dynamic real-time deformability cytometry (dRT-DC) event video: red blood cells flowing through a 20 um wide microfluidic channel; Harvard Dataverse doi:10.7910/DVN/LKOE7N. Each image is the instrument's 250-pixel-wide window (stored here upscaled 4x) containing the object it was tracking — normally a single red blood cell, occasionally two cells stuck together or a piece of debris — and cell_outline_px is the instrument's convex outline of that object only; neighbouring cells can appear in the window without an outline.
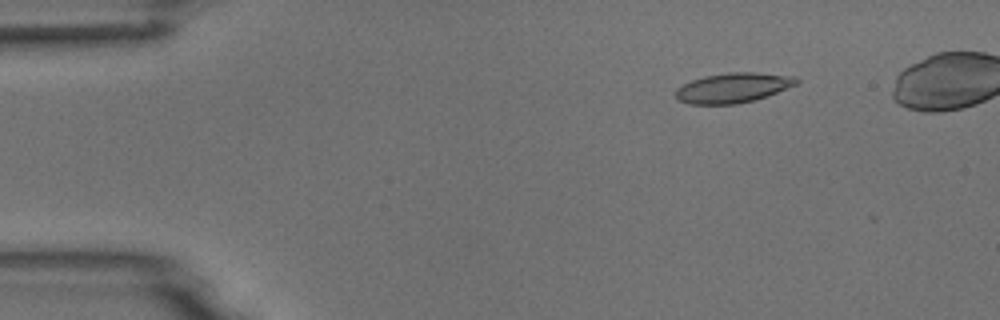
{"species": "common noctule bat (a hibernating species)", "species_latin": "Nyctalus noctula", "temperature_condition": "room temperature", "stored_images_in_passage": 6, "camera_frame_rate_fps": 3000, "um_per_image_px": 0.085, "animal": {"sex": "male", "body_mass_g": 18.8}, "frame": {"image": 1, "passage_image": 2, "time_ms": 1.333, "image_size_px": [1000, 320], "cell_outline_px": [[800, 80], [796, 84], [776, 92], [752, 100], [736, 104], [688, 104], [676, 100], [676, 88], [692, 80], [704, 76], [728, 72], [756, 72], [796, 76]], "centroid_in_image_um": [62.28, 7.45], "position_along_channel_um": 22.7, "area_um2": 20.92}}